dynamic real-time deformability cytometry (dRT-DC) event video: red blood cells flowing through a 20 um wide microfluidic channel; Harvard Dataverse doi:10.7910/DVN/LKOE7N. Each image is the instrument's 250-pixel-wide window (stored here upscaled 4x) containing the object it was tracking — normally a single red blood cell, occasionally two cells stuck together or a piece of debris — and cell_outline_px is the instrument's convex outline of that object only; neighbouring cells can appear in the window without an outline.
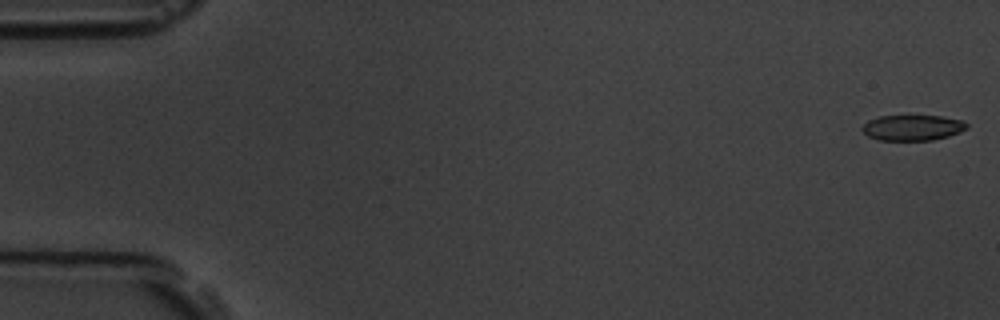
{"species": "common noctule bat (a hibernating species)", "species_latin": "Nyctalus noctula", "temperature_condition": "room temperature", "stored_images_in_passage": 5, "camera_frame_rate_fps": 3000, "um_per_image_px": 0.085, "animal": {"sex": "male", "body_mass_g": 19.5, "forearm_length_mm": 54.6}, "frame": {"image": 1, "passage_image": 1, "time_ms": 0.0, "image_size_px": [1000, 320], "cell_outline_px": [[968, 128], [960, 132], [948, 136], [932, 140], [880, 140], [868, 136], [860, 128], [868, 120], [880, 116], [944, 116], [964, 120], [968, 124]], "centroid_in_image_um": [77.6, 10.84], "position_along_channel_um": 7.4, "area_um2": 15.66}}
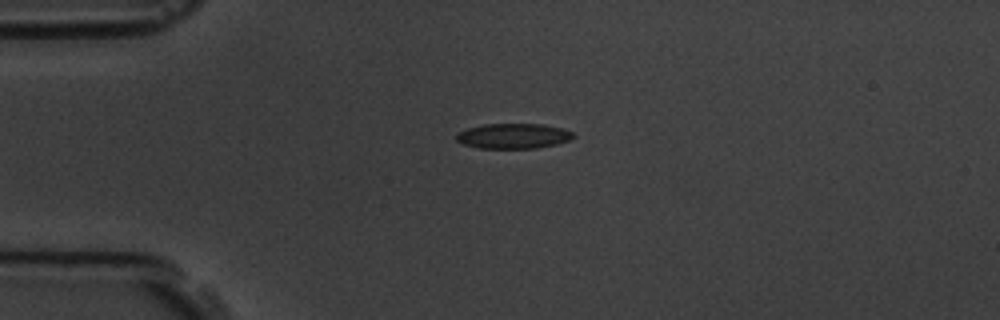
{"frame": {"image": 2, "passage_image": 4, "time_ms": 4.333, "image_size_px": [1000, 320], "cell_outline_px": [[576, 136], [568, 140], [556, 144], [536, 148], [480, 148], [464, 144], [456, 140], [456, 132], [468, 128], [484, 124], [544, 124], [564, 128], [572, 132]], "centroid_in_image_um": [43.64, 11.55], "position_along_channel_um": 41.4, "area_um2": 17.17}}